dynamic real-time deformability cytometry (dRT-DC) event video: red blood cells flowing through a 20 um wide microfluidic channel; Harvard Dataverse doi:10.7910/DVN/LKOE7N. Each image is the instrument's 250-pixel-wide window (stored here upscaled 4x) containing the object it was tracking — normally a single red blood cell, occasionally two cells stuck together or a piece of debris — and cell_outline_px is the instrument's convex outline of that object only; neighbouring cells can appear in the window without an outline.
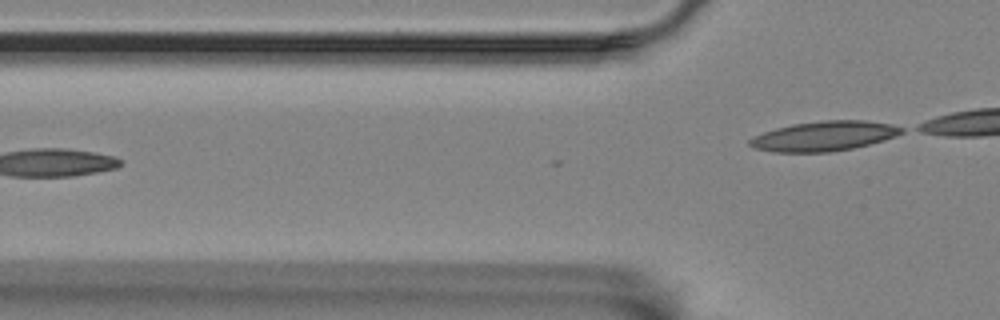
{"species": "Egyptian fruit bat (a non-hibernating species)", "species_latin": "Rousettus aegyptiacus", "temperature_condition": "room temperature", "stored_images_in_passage": 3, "camera_frame_rate_fps": 3000, "um_per_image_px": 0.085, "animal": {"sex": "female"}, "frame": {"image": 1, "passage_image": 3, "time_ms": 2.333, "image_size_px": [1000, 320], "cell_outline_px": [[904, 132], [896, 136], [884, 140], [852, 148], [828, 152], [772, 152], [752, 148], [748, 144], [748, 140], [752, 136], [776, 128], [792, 124], [820, 120], [864, 120], [892, 124], [904, 128]], "centroid_in_image_um": [70.01, 11.56], "position_along_channel_um": 55.8, "area_um2": 26.53}}